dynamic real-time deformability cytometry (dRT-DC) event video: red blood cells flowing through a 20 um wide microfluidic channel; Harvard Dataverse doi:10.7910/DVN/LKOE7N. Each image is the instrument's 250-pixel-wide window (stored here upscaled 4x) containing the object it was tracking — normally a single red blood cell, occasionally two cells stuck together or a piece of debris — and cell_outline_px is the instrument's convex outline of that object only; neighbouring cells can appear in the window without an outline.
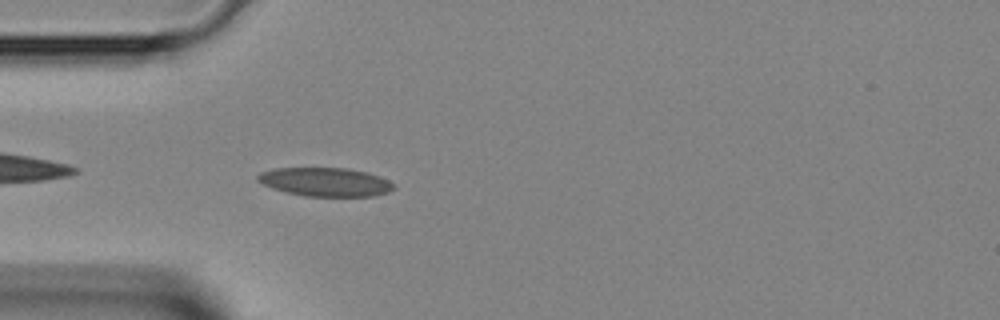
{"species": "Egyptian fruit bat (a non-hibernating species)", "species_latin": "Rousettus aegyptiacus", "temperature_condition": "room temperature", "stored_images_in_passage": 34, "camera_frame_rate_fps": 3000, "um_per_image_px": 0.085, "animal": {"sex": "female"}, "frame": {"image": 1, "passage_image": 2, "time_ms": 0.333, "image_size_px": [1000, 320], "cell_outline_px": [[396, 188], [388, 192], [376, 196], [304, 196], [272, 188], [256, 180], [256, 176], [260, 172], [272, 168], [348, 168], [368, 172], [388, 180], [396, 184]], "centroid_in_image_um": [27.68, 15.46], "position_along_channel_um": 57.3, "area_um2": 22.89}}
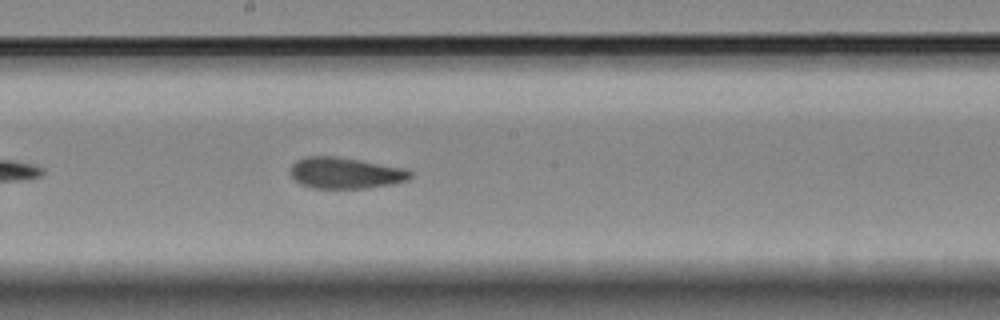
{"frame": {"image": 2, "passage_image": 13, "time_ms": 4.0, "image_size_px": [1000, 320], "cell_outline_px": [[412, 176], [408, 180], [392, 184], [364, 188], [312, 188], [300, 184], [288, 172], [292, 164], [296, 160], [304, 156], [336, 156], [360, 160], [404, 168], [412, 172]], "centroid_in_image_um": [29.32, 14.7], "position_along_channel_um": 218.9, "area_um2": 21.91}}
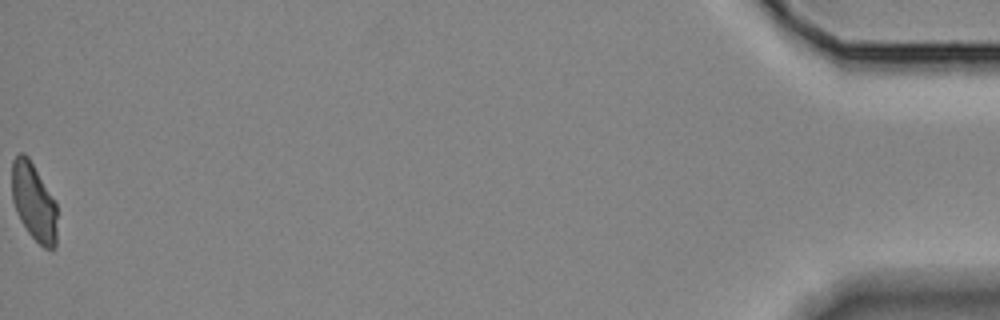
{"frame": {"image": 3, "passage_image": 34, "time_ms": 11.0, "image_size_px": [1000, 320], "cell_outline_px": [[56, 248], [44, 248], [28, 232], [20, 220], [16, 212], [12, 200], [12, 160], [20, 152], [24, 152], [28, 156], [56, 200]], "centroid_in_image_um": [2.87, 17.13], "position_along_channel_um": 432.3, "area_um2": 20.63}}